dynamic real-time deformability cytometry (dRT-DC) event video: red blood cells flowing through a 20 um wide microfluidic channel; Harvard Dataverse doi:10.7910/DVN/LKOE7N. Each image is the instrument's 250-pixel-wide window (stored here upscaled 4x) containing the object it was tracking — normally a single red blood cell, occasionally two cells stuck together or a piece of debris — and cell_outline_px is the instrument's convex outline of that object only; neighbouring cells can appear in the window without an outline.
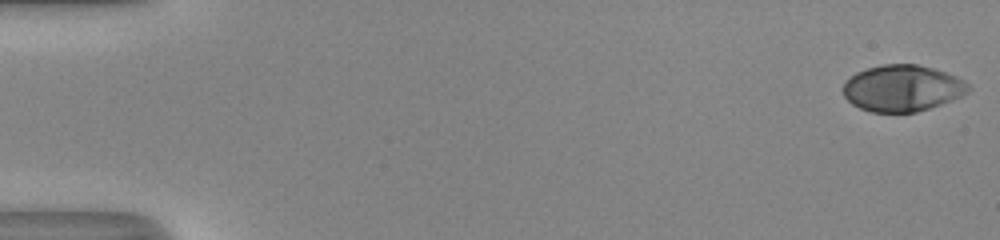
{"species": "human", "species_latin": "Homo sapiens", "temperature_condition": "room temperature", "stored_images_in_passage": 52, "camera_frame_rate_fps": 3000, "um_per_image_px": 0.085, "donor": {"sex": "male"}, "frame": {"image": 1, "passage_image": 1, "time_ms": 0.0, "image_size_px": [1000, 240], "cell_outline_px": [[972, 88], [968, 92], [952, 100], [916, 112], [872, 112], [860, 108], [852, 104], [844, 96], [844, 80], [856, 72], [868, 68], [884, 64], [916, 64], [932, 68], [956, 76], [964, 80]], "centroid_in_image_um": [76.69, 7.49], "position_along_channel_um": 8.3, "area_um2": 33.76}}
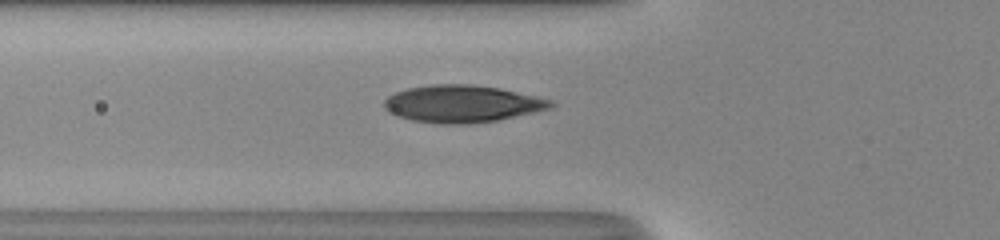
{"frame": {"image": 2, "passage_image": 20, "time_ms": 6.333, "image_size_px": [1000, 240], "cell_outline_px": [[556, 104], [552, 108], [496, 120], [468, 124], [440, 124], [412, 120], [388, 112], [384, 108], [384, 100], [388, 96], [396, 92], [408, 88], [436, 84], [468, 84], [500, 88], [536, 96], [552, 100]], "centroid_in_image_um": [39.29, 8.82], "position_along_channel_um": 86.5, "area_um2": 35.95}}
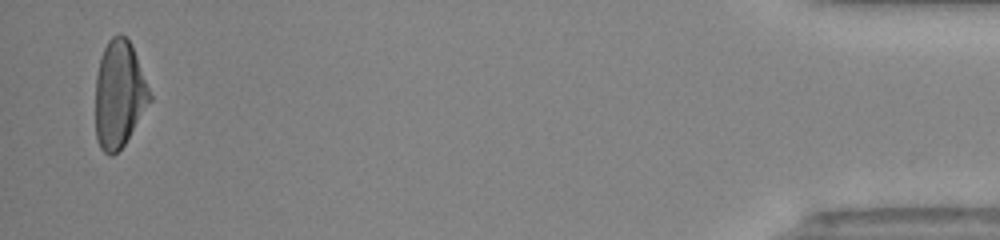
{"frame": {"image": 3, "passage_image": 51, "time_ms": 16.667, "image_size_px": [1000, 240], "cell_outline_px": [[152, 100], [124, 144], [112, 156], [108, 156], [100, 148], [96, 140], [96, 76], [100, 56], [108, 40], [112, 36], [120, 32], [132, 44], [152, 96]], "centroid_in_image_um": [10.12, 8.0], "position_along_channel_um": 425.1, "area_um2": 33.99}, "authors_computed_cell_mechanics": {"area_um2": 34.5066, "velocity_mm_per_s": 4.1019, "shape_relaxation_time_tau1_ms": 5.6315, "shape_relaxation_time_tau2_ms": null, "deformation_change_tau1": 0.2318, "deformation_change_tau2": null}}